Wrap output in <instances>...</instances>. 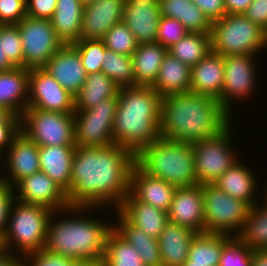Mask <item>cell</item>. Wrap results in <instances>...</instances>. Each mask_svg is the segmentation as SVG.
<instances>
[{"instance_id": "obj_1", "label": "cell", "mask_w": 267, "mask_h": 266, "mask_svg": "<svg viewBox=\"0 0 267 266\" xmlns=\"http://www.w3.org/2000/svg\"><path fill=\"white\" fill-rule=\"evenodd\" d=\"M135 155L117 144L108 147H76L71 167V189L66 194L72 207L115 206L130 192ZM113 204V205H111Z\"/></svg>"}, {"instance_id": "obj_2", "label": "cell", "mask_w": 267, "mask_h": 266, "mask_svg": "<svg viewBox=\"0 0 267 266\" xmlns=\"http://www.w3.org/2000/svg\"><path fill=\"white\" fill-rule=\"evenodd\" d=\"M231 116L215 98L191 92L169 95L161 100L160 136L193 144L223 131Z\"/></svg>"}, {"instance_id": "obj_3", "label": "cell", "mask_w": 267, "mask_h": 266, "mask_svg": "<svg viewBox=\"0 0 267 266\" xmlns=\"http://www.w3.org/2000/svg\"><path fill=\"white\" fill-rule=\"evenodd\" d=\"M162 97L151 86L118 89L113 141L135 156L160 136Z\"/></svg>"}, {"instance_id": "obj_4", "label": "cell", "mask_w": 267, "mask_h": 266, "mask_svg": "<svg viewBox=\"0 0 267 266\" xmlns=\"http://www.w3.org/2000/svg\"><path fill=\"white\" fill-rule=\"evenodd\" d=\"M58 212L53 211L50 216L44 249L74 260H103L106 239L114 224L108 225L83 215L77 219L69 217L52 221Z\"/></svg>"}, {"instance_id": "obj_5", "label": "cell", "mask_w": 267, "mask_h": 266, "mask_svg": "<svg viewBox=\"0 0 267 266\" xmlns=\"http://www.w3.org/2000/svg\"><path fill=\"white\" fill-rule=\"evenodd\" d=\"M135 163L148 175L176 188L197 185L193 144L159 138L143 148Z\"/></svg>"}, {"instance_id": "obj_6", "label": "cell", "mask_w": 267, "mask_h": 266, "mask_svg": "<svg viewBox=\"0 0 267 266\" xmlns=\"http://www.w3.org/2000/svg\"><path fill=\"white\" fill-rule=\"evenodd\" d=\"M52 213L53 211L45 206L23 203L15 199L0 246L12 252L11 247L16 245L18 252L24 255L44 249Z\"/></svg>"}, {"instance_id": "obj_7", "label": "cell", "mask_w": 267, "mask_h": 266, "mask_svg": "<svg viewBox=\"0 0 267 266\" xmlns=\"http://www.w3.org/2000/svg\"><path fill=\"white\" fill-rule=\"evenodd\" d=\"M211 50L220 55H257L267 46V31L243 14H226L211 23Z\"/></svg>"}, {"instance_id": "obj_8", "label": "cell", "mask_w": 267, "mask_h": 266, "mask_svg": "<svg viewBox=\"0 0 267 266\" xmlns=\"http://www.w3.org/2000/svg\"><path fill=\"white\" fill-rule=\"evenodd\" d=\"M201 187L205 219L204 232L238 236L245 225L251 207L231 197L214 184H203Z\"/></svg>"}, {"instance_id": "obj_9", "label": "cell", "mask_w": 267, "mask_h": 266, "mask_svg": "<svg viewBox=\"0 0 267 266\" xmlns=\"http://www.w3.org/2000/svg\"><path fill=\"white\" fill-rule=\"evenodd\" d=\"M20 131L38 146H75L74 113L27 108Z\"/></svg>"}, {"instance_id": "obj_10", "label": "cell", "mask_w": 267, "mask_h": 266, "mask_svg": "<svg viewBox=\"0 0 267 266\" xmlns=\"http://www.w3.org/2000/svg\"><path fill=\"white\" fill-rule=\"evenodd\" d=\"M118 104V94L97 106L74 112L76 147H108L114 144L113 125Z\"/></svg>"}, {"instance_id": "obj_11", "label": "cell", "mask_w": 267, "mask_h": 266, "mask_svg": "<svg viewBox=\"0 0 267 266\" xmlns=\"http://www.w3.org/2000/svg\"><path fill=\"white\" fill-rule=\"evenodd\" d=\"M231 126L229 124L217 135L193 143L195 174L199 185L213 184L238 161L237 154L231 150Z\"/></svg>"}, {"instance_id": "obj_12", "label": "cell", "mask_w": 267, "mask_h": 266, "mask_svg": "<svg viewBox=\"0 0 267 266\" xmlns=\"http://www.w3.org/2000/svg\"><path fill=\"white\" fill-rule=\"evenodd\" d=\"M22 41L24 68H43L64 45L51 19L24 17L16 24Z\"/></svg>"}, {"instance_id": "obj_13", "label": "cell", "mask_w": 267, "mask_h": 266, "mask_svg": "<svg viewBox=\"0 0 267 266\" xmlns=\"http://www.w3.org/2000/svg\"><path fill=\"white\" fill-rule=\"evenodd\" d=\"M16 188V189H15ZM15 199L23 203L37 204L52 211L76 213L87 212L93 207H72L68 205L66 193L44 172L39 171L21 179L15 186ZM17 191V192H16ZM16 193H18L16 195ZM87 210V211H86Z\"/></svg>"}, {"instance_id": "obj_14", "label": "cell", "mask_w": 267, "mask_h": 266, "mask_svg": "<svg viewBox=\"0 0 267 266\" xmlns=\"http://www.w3.org/2000/svg\"><path fill=\"white\" fill-rule=\"evenodd\" d=\"M28 107L44 111L74 113L75 99L45 69H29Z\"/></svg>"}, {"instance_id": "obj_15", "label": "cell", "mask_w": 267, "mask_h": 266, "mask_svg": "<svg viewBox=\"0 0 267 266\" xmlns=\"http://www.w3.org/2000/svg\"><path fill=\"white\" fill-rule=\"evenodd\" d=\"M255 55L224 56V85L221 93V104L231 114V101L249 98L254 89ZM235 98V99H234Z\"/></svg>"}, {"instance_id": "obj_16", "label": "cell", "mask_w": 267, "mask_h": 266, "mask_svg": "<svg viewBox=\"0 0 267 266\" xmlns=\"http://www.w3.org/2000/svg\"><path fill=\"white\" fill-rule=\"evenodd\" d=\"M126 0H95L85 4L79 40H102L107 31L123 20Z\"/></svg>"}, {"instance_id": "obj_17", "label": "cell", "mask_w": 267, "mask_h": 266, "mask_svg": "<svg viewBox=\"0 0 267 266\" xmlns=\"http://www.w3.org/2000/svg\"><path fill=\"white\" fill-rule=\"evenodd\" d=\"M6 170L8 177L0 175V180L15 186L21 179L40 171L39 146L23 132H19L8 147Z\"/></svg>"}, {"instance_id": "obj_18", "label": "cell", "mask_w": 267, "mask_h": 266, "mask_svg": "<svg viewBox=\"0 0 267 266\" xmlns=\"http://www.w3.org/2000/svg\"><path fill=\"white\" fill-rule=\"evenodd\" d=\"M167 214L170 222L203 233L205 219L201 185L177 188Z\"/></svg>"}, {"instance_id": "obj_19", "label": "cell", "mask_w": 267, "mask_h": 266, "mask_svg": "<svg viewBox=\"0 0 267 266\" xmlns=\"http://www.w3.org/2000/svg\"><path fill=\"white\" fill-rule=\"evenodd\" d=\"M43 69L74 97L87 78L79 51L72 44H64Z\"/></svg>"}, {"instance_id": "obj_20", "label": "cell", "mask_w": 267, "mask_h": 266, "mask_svg": "<svg viewBox=\"0 0 267 266\" xmlns=\"http://www.w3.org/2000/svg\"><path fill=\"white\" fill-rule=\"evenodd\" d=\"M161 17L159 0H126L123 22L138 44L156 42Z\"/></svg>"}, {"instance_id": "obj_21", "label": "cell", "mask_w": 267, "mask_h": 266, "mask_svg": "<svg viewBox=\"0 0 267 266\" xmlns=\"http://www.w3.org/2000/svg\"><path fill=\"white\" fill-rule=\"evenodd\" d=\"M177 188L145 173L136 163L130 174V193L139 201L168 212Z\"/></svg>"}, {"instance_id": "obj_22", "label": "cell", "mask_w": 267, "mask_h": 266, "mask_svg": "<svg viewBox=\"0 0 267 266\" xmlns=\"http://www.w3.org/2000/svg\"><path fill=\"white\" fill-rule=\"evenodd\" d=\"M224 85V57L211 52L191 67L190 92L209 96L221 102Z\"/></svg>"}, {"instance_id": "obj_23", "label": "cell", "mask_w": 267, "mask_h": 266, "mask_svg": "<svg viewBox=\"0 0 267 266\" xmlns=\"http://www.w3.org/2000/svg\"><path fill=\"white\" fill-rule=\"evenodd\" d=\"M117 210L135 227L156 239L169 222L166 211L137 200L130 192Z\"/></svg>"}, {"instance_id": "obj_24", "label": "cell", "mask_w": 267, "mask_h": 266, "mask_svg": "<svg viewBox=\"0 0 267 266\" xmlns=\"http://www.w3.org/2000/svg\"><path fill=\"white\" fill-rule=\"evenodd\" d=\"M29 69L0 71V107L21 118L28 107Z\"/></svg>"}, {"instance_id": "obj_25", "label": "cell", "mask_w": 267, "mask_h": 266, "mask_svg": "<svg viewBox=\"0 0 267 266\" xmlns=\"http://www.w3.org/2000/svg\"><path fill=\"white\" fill-rule=\"evenodd\" d=\"M76 146H39L40 171L66 194L71 189V167Z\"/></svg>"}, {"instance_id": "obj_26", "label": "cell", "mask_w": 267, "mask_h": 266, "mask_svg": "<svg viewBox=\"0 0 267 266\" xmlns=\"http://www.w3.org/2000/svg\"><path fill=\"white\" fill-rule=\"evenodd\" d=\"M195 235L189 228L169 221L158 238L162 266H182Z\"/></svg>"}, {"instance_id": "obj_27", "label": "cell", "mask_w": 267, "mask_h": 266, "mask_svg": "<svg viewBox=\"0 0 267 266\" xmlns=\"http://www.w3.org/2000/svg\"><path fill=\"white\" fill-rule=\"evenodd\" d=\"M190 81L191 67L167 52L151 87L163 98L190 92Z\"/></svg>"}, {"instance_id": "obj_28", "label": "cell", "mask_w": 267, "mask_h": 266, "mask_svg": "<svg viewBox=\"0 0 267 266\" xmlns=\"http://www.w3.org/2000/svg\"><path fill=\"white\" fill-rule=\"evenodd\" d=\"M244 165L241 162H235L213 184L231 197L252 207L258 203L253 199L257 191V181L252 169Z\"/></svg>"}, {"instance_id": "obj_29", "label": "cell", "mask_w": 267, "mask_h": 266, "mask_svg": "<svg viewBox=\"0 0 267 266\" xmlns=\"http://www.w3.org/2000/svg\"><path fill=\"white\" fill-rule=\"evenodd\" d=\"M168 49L160 43H143L132 54L135 85L152 86Z\"/></svg>"}, {"instance_id": "obj_30", "label": "cell", "mask_w": 267, "mask_h": 266, "mask_svg": "<svg viewBox=\"0 0 267 266\" xmlns=\"http://www.w3.org/2000/svg\"><path fill=\"white\" fill-rule=\"evenodd\" d=\"M113 229L138 251L145 266H162L158 239L132 225L118 210ZM119 223V224H118Z\"/></svg>"}, {"instance_id": "obj_31", "label": "cell", "mask_w": 267, "mask_h": 266, "mask_svg": "<svg viewBox=\"0 0 267 266\" xmlns=\"http://www.w3.org/2000/svg\"><path fill=\"white\" fill-rule=\"evenodd\" d=\"M83 7L79 0H57L51 22L64 44H74L80 39Z\"/></svg>"}, {"instance_id": "obj_32", "label": "cell", "mask_w": 267, "mask_h": 266, "mask_svg": "<svg viewBox=\"0 0 267 266\" xmlns=\"http://www.w3.org/2000/svg\"><path fill=\"white\" fill-rule=\"evenodd\" d=\"M161 16L180 21L189 33H210L211 22L192 0H159Z\"/></svg>"}, {"instance_id": "obj_33", "label": "cell", "mask_w": 267, "mask_h": 266, "mask_svg": "<svg viewBox=\"0 0 267 266\" xmlns=\"http://www.w3.org/2000/svg\"><path fill=\"white\" fill-rule=\"evenodd\" d=\"M119 87L102 71L88 74L84 85L74 97L75 111H84L97 106L107 98L118 94Z\"/></svg>"}, {"instance_id": "obj_34", "label": "cell", "mask_w": 267, "mask_h": 266, "mask_svg": "<svg viewBox=\"0 0 267 266\" xmlns=\"http://www.w3.org/2000/svg\"><path fill=\"white\" fill-rule=\"evenodd\" d=\"M230 235L219 233H196L191 242L188 258L185 262L218 266L224 244Z\"/></svg>"}, {"instance_id": "obj_35", "label": "cell", "mask_w": 267, "mask_h": 266, "mask_svg": "<svg viewBox=\"0 0 267 266\" xmlns=\"http://www.w3.org/2000/svg\"><path fill=\"white\" fill-rule=\"evenodd\" d=\"M261 205L249 209L245 225L237 236L253 252L267 250V205Z\"/></svg>"}, {"instance_id": "obj_36", "label": "cell", "mask_w": 267, "mask_h": 266, "mask_svg": "<svg viewBox=\"0 0 267 266\" xmlns=\"http://www.w3.org/2000/svg\"><path fill=\"white\" fill-rule=\"evenodd\" d=\"M211 52L210 33H187L168 49L173 57L192 67Z\"/></svg>"}, {"instance_id": "obj_37", "label": "cell", "mask_w": 267, "mask_h": 266, "mask_svg": "<svg viewBox=\"0 0 267 266\" xmlns=\"http://www.w3.org/2000/svg\"><path fill=\"white\" fill-rule=\"evenodd\" d=\"M104 266H145L136 248L114 229L106 239Z\"/></svg>"}, {"instance_id": "obj_38", "label": "cell", "mask_w": 267, "mask_h": 266, "mask_svg": "<svg viewBox=\"0 0 267 266\" xmlns=\"http://www.w3.org/2000/svg\"><path fill=\"white\" fill-rule=\"evenodd\" d=\"M101 71L120 87L135 86L132 56L105 50Z\"/></svg>"}, {"instance_id": "obj_39", "label": "cell", "mask_w": 267, "mask_h": 266, "mask_svg": "<svg viewBox=\"0 0 267 266\" xmlns=\"http://www.w3.org/2000/svg\"><path fill=\"white\" fill-rule=\"evenodd\" d=\"M102 41L108 50L128 56H132L138 47L133 33L123 21L110 28Z\"/></svg>"}, {"instance_id": "obj_40", "label": "cell", "mask_w": 267, "mask_h": 266, "mask_svg": "<svg viewBox=\"0 0 267 266\" xmlns=\"http://www.w3.org/2000/svg\"><path fill=\"white\" fill-rule=\"evenodd\" d=\"M78 51L86 74L101 72L107 49L102 40H78L72 44Z\"/></svg>"}, {"instance_id": "obj_41", "label": "cell", "mask_w": 267, "mask_h": 266, "mask_svg": "<svg viewBox=\"0 0 267 266\" xmlns=\"http://www.w3.org/2000/svg\"><path fill=\"white\" fill-rule=\"evenodd\" d=\"M218 266H253V251L232 236L223 246Z\"/></svg>"}, {"instance_id": "obj_42", "label": "cell", "mask_w": 267, "mask_h": 266, "mask_svg": "<svg viewBox=\"0 0 267 266\" xmlns=\"http://www.w3.org/2000/svg\"><path fill=\"white\" fill-rule=\"evenodd\" d=\"M0 41H3L4 54L15 66L24 68L22 41L16 25H0Z\"/></svg>"}, {"instance_id": "obj_43", "label": "cell", "mask_w": 267, "mask_h": 266, "mask_svg": "<svg viewBox=\"0 0 267 266\" xmlns=\"http://www.w3.org/2000/svg\"><path fill=\"white\" fill-rule=\"evenodd\" d=\"M188 32L184 25L172 18L161 16L158 23L156 42L169 49L178 43Z\"/></svg>"}, {"instance_id": "obj_44", "label": "cell", "mask_w": 267, "mask_h": 266, "mask_svg": "<svg viewBox=\"0 0 267 266\" xmlns=\"http://www.w3.org/2000/svg\"><path fill=\"white\" fill-rule=\"evenodd\" d=\"M20 132V117L11 114L0 107V154L7 153V147L12 139ZM6 149V150H4ZM2 152V153H1Z\"/></svg>"}, {"instance_id": "obj_45", "label": "cell", "mask_w": 267, "mask_h": 266, "mask_svg": "<svg viewBox=\"0 0 267 266\" xmlns=\"http://www.w3.org/2000/svg\"><path fill=\"white\" fill-rule=\"evenodd\" d=\"M22 257L24 259L22 260V266H72L75 261L72 258L48 252L46 249H41Z\"/></svg>"}, {"instance_id": "obj_46", "label": "cell", "mask_w": 267, "mask_h": 266, "mask_svg": "<svg viewBox=\"0 0 267 266\" xmlns=\"http://www.w3.org/2000/svg\"><path fill=\"white\" fill-rule=\"evenodd\" d=\"M26 16V0H0V25H16Z\"/></svg>"}, {"instance_id": "obj_47", "label": "cell", "mask_w": 267, "mask_h": 266, "mask_svg": "<svg viewBox=\"0 0 267 266\" xmlns=\"http://www.w3.org/2000/svg\"><path fill=\"white\" fill-rule=\"evenodd\" d=\"M13 190V186L0 180V245L6 233L11 206L15 200V191Z\"/></svg>"}, {"instance_id": "obj_48", "label": "cell", "mask_w": 267, "mask_h": 266, "mask_svg": "<svg viewBox=\"0 0 267 266\" xmlns=\"http://www.w3.org/2000/svg\"><path fill=\"white\" fill-rule=\"evenodd\" d=\"M57 0H26V15L32 18L51 19Z\"/></svg>"}, {"instance_id": "obj_49", "label": "cell", "mask_w": 267, "mask_h": 266, "mask_svg": "<svg viewBox=\"0 0 267 266\" xmlns=\"http://www.w3.org/2000/svg\"><path fill=\"white\" fill-rule=\"evenodd\" d=\"M212 23L226 15L224 0H192Z\"/></svg>"}, {"instance_id": "obj_50", "label": "cell", "mask_w": 267, "mask_h": 266, "mask_svg": "<svg viewBox=\"0 0 267 266\" xmlns=\"http://www.w3.org/2000/svg\"><path fill=\"white\" fill-rule=\"evenodd\" d=\"M243 15L267 31V0H253Z\"/></svg>"}, {"instance_id": "obj_51", "label": "cell", "mask_w": 267, "mask_h": 266, "mask_svg": "<svg viewBox=\"0 0 267 266\" xmlns=\"http://www.w3.org/2000/svg\"><path fill=\"white\" fill-rule=\"evenodd\" d=\"M253 0H224L226 14H244Z\"/></svg>"}, {"instance_id": "obj_52", "label": "cell", "mask_w": 267, "mask_h": 266, "mask_svg": "<svg viewBox=\"0 0 267 266\" xmlns=\"http://www.w3.org/2000/svg\"><path fill=\"white\" fill-rule=\"evenodd\" d=\"M17 255L0 246V266H22L23 257H19L21 253Z\"/></svg>"}, {"instance_id": "obj_53", "label": "cell", "mask_w": 267, "mask_h": 266, "mask_svg": "<svg viewBox=\"0 0 267 266\" xmlns=\"http://www.w3.org/2000/svg\"><path fill=\"white\" fill-rule=\"evenodd\" d=\"M15 68V66L8 60L4 54L3 41H0V71H8Z\"/></svg>"}, {"instance_id": "obj_54", "label": "cell", "mask_w": 267, "mask_h": 266, "mask_svg": "<svg viewBox=\"0 0 267 266\" xmlns=\"http://www.w3.org/2000/svg\"><path fill=\"white\" fill-rule=\"evenodd\" d=\"M253 266H267V250L253 252Z\"/></svg>"}, {"instance_id": "obj_55", "label": "cell", "mask_w": 267, "mask_h": 266, "mask_svg": "<svg viewBox=\"0 0 267 266\" xmlns=\"http://www.w3.org/2000/svg\"><path fill=\"white\" fill-rule=\"evenodd\" d=\"M72 266H104V261L100 259L75 260Z\"/></svg>"}, {"instance_id": "obj_56", "label": "cell", "mask_w": 267, "mask_h": 266, "mask_svg": "<svg viewBox=\"0 0 267 266\" xmlns=\"http://www.w3.org/2000/svg\"><path fill=\"white\" fill-rule=\"evenodd\" d=\"M182 266H210V265H200V264H193V262H184Z\"/></svg>"}, {"instance_id": "obj_57", "label": "cell", "mask_w": 267, "mask_h": 266, "mask_svg": "<svg viewBox=\"0 0 267 266\" xmlns=\"http://www.w3.org/2000/svg\"><path fill=\"white\" fill-rule=\"evenodd\" d=\"M83 5L94 2L95 0H79Z\"/></svg>"}, {"instance_id": "obj_58", "label": "cell", "mask_w": 267, "mask_h": 266, "mask_svg": "<svg viewBox=\"0 0 267 266\" xmlns=\"http://www.w3.org/2000/svg\"><path fill=\"white\" fill-rule=\"evenodd\" d=\"M265 191H266V194L264 195L265 197L263 199V201H265V202L262 201L261 203H264L267 205V188L265 189Z\"/></svg>"}]
</instances>
